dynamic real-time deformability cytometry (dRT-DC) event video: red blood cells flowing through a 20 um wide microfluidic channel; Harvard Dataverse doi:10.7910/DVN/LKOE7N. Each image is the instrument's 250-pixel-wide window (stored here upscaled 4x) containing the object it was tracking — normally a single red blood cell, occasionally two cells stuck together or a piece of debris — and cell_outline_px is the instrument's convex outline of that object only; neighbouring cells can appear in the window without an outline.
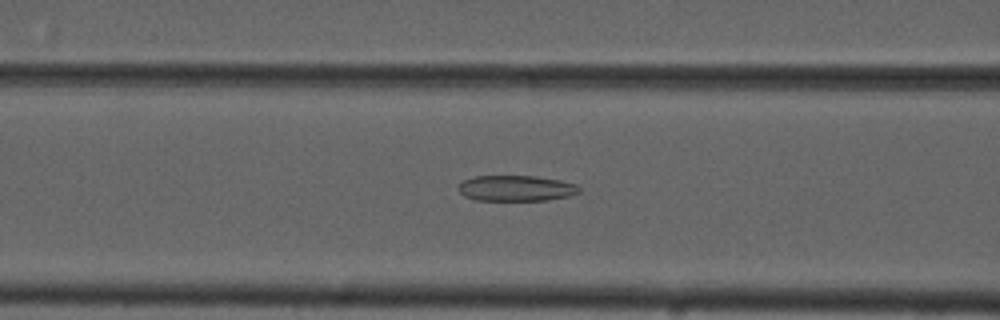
{"species": "common noctule bat (a hibernating species)", "species_latin": "Nyctalus noctula", "temperature_condition": "cold", "stored_images_in_passage": 43, "camera_frame_rate_fps": 3000, "um_per_image_px": 0.085, "animal": {"sex": "male", "forearm_length_mm": 52.5}, "frame": {"image": 1, "passage_image": 21, "time_ms": 6.667, "image_size_px": [1000, 320], "cell_outline_px": [[580, 192], [568, 196], [544, 200], [476, 200], [464, 196], [460, 192], [460, 184], [464, 180], [476, 176], [536, 176], [560, 180], [576, 184], [580, 188]], "centroid_in_image_um": [43.89, 16.0], "position_along_channel_um": 122.7, "area_um2": 17.92}}
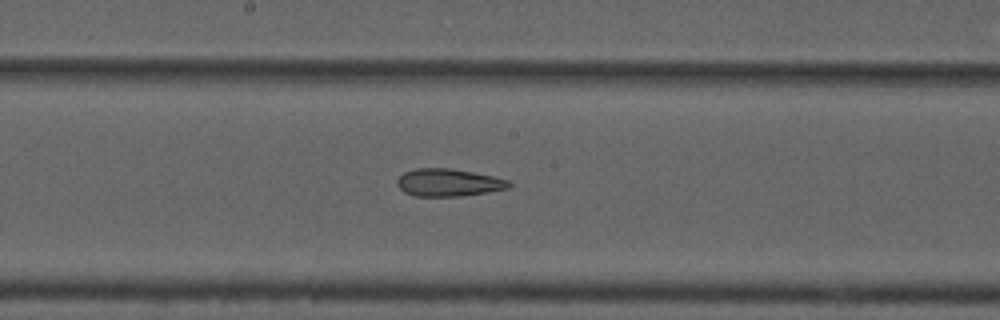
{"frame": {"image": 2, "passage_image": 28, "time_ms": 9.0, "image_size_px": [1000, 320], "cell_outline_px": [[512, 184], [508, 188], [488, 192], [460, 196], [416, 196], [404, 192], [396, 184], [396, 180], [404, 172], [416, 168], [452, 168], [492, 176], [508, 180]], "centroid_in_image_um": [38.1, 15.51], "position_along_channel_um": 210.1, "area_um2": 17.92}}
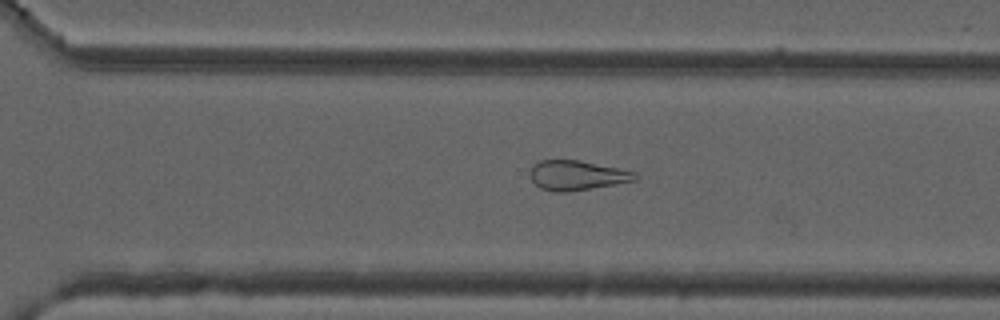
{"frame": {"image": 3, "passage_image": 37, "time_ms": 12.0, "image_size_px": [1000, 320], "cell_outline_px": [[636, 180], [564, 192], [552, 192], [540, 188], [528, 176], [528, 172], [532, 164], [540, 160], [576, 160], [636, 172]], "centroid_in_image_um": [48.92, 14.9], "position_along_channel_um": 321.7, "area_um2": 17.86}}